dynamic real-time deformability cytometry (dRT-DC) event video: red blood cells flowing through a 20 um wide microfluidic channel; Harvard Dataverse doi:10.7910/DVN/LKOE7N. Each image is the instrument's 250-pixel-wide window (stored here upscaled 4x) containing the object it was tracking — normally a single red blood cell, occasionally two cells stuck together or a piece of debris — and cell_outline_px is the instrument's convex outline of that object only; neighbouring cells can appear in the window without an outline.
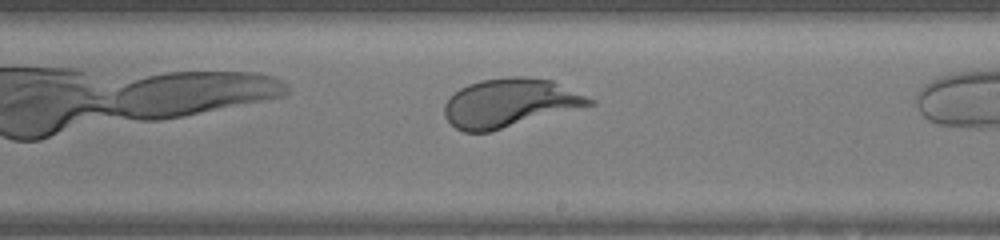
{"species": "human", "species_latin": "Homo sapiens", "temperature_condition": "warm", "stored_images_in_passage": 25, "camera_frame_rate_fps": 3000, "um_per_image_px": 0.085, "donor": {"sex": "female"}, "frame": {"image": 1, "passage_image": 15, "time_ms": 4.667, "image_size_px": [1000, 240], "cell_outline_px": [[596, 104], [492, 132], [464, 132], [456, 128], [444, 116], [444, 104], [448, 96], [460, 88], [468, 84], [480, 80], [508, 76], [524, 76], [552, 80], [596, 100]], "centroid_in_image_um": [43.33, 8.75], "position_along_channel_um": 245.7, "area_um2": 41.56}}
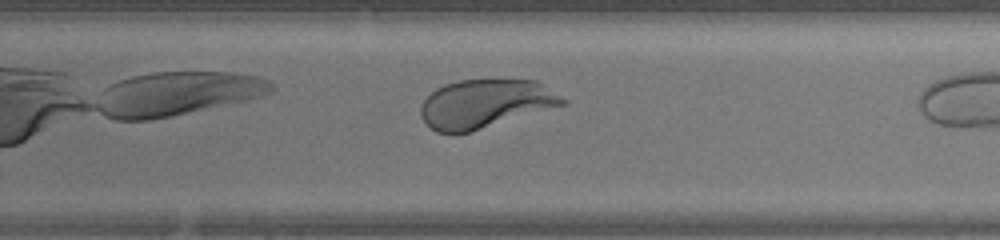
{"frame": {"image": 2, "passage_image": 18, "time_ms": 5.667, "image_size_px": [1000, 240], "cell_outline_px": [[568, 104], [468, 132], [436, 132], [420, 116], [420, 108], [424, 100], [436, 88], [444, 84], [460, 80], [536, 80], [568, 100]], "centroid_in_image_um": [41.27, 8.8], "position_along_channel_um": 288.5, "area_um2": 39.77}}